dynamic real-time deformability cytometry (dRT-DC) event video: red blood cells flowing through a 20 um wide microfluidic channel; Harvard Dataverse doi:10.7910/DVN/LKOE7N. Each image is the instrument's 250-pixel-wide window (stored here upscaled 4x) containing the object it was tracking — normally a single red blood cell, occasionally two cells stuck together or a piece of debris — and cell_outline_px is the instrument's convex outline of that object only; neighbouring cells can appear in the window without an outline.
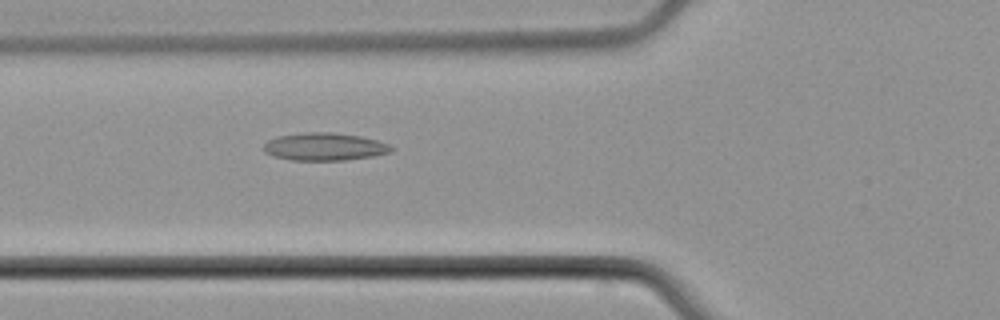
{"species": "common noctule bat (a hibernating species)", "species_latin": "Nyctalus noctula", "temperature_condition": "cold", "stored_images_in_passage": 4, "camera_frame_rate_fps": 3000, "um_per_image_px": 0.085, "animal": {"sex": "male", "body_mass_g": 21.5, "forearm_length_mm": 52.0}, "frame": {"image": 1, "passage_image": 4, "time_ms": 3.333, "image_size_px": [1000, 320], "cell_outline_px": [[392, 152], [372, 156], [344, 160], [292, 160], [276, 156], [264, 152], [264, 144], [268, 140], [276, 136], [304, 132], [332, 132], [360, 136], [376, 140], [388, 144], [392, 148]], "centroid_in_image_um": [27.57, 12.46], "position_along_channel_um": 98.2, "area_um2": 20.46}}